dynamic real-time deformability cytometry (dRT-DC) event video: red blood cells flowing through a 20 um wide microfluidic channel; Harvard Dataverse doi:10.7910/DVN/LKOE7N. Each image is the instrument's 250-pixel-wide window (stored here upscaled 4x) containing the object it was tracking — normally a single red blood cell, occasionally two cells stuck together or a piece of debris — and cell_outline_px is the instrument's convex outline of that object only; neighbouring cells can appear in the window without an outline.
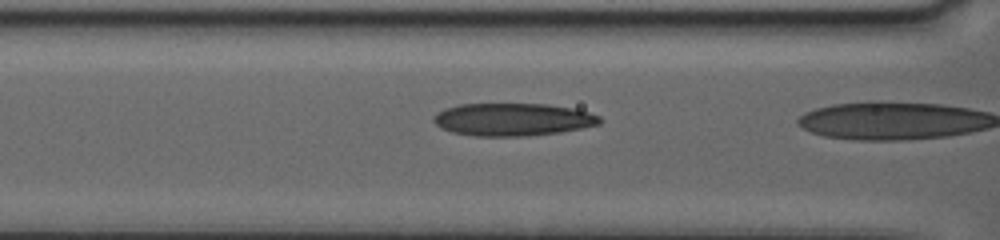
{"species": "human", "species_latin": "Homo sapiens", "temperature_condition": "warm", "stored_images_in_passage": 40, "segment_of_instrument_passage": [2, 2], "camera_frame_rate_fps": 3000, "um_per_image_px": 0.085, "donor": {"sex": "female"}, "frame": {"image": 1, "passage_image": 39, "time_ms": 10.333, "image_size_px": [1000, 240], "cell_outline_px": [[600, 124], [560, 132], [524, 136], [472, 136], [452, 132], [440, 128], [432, 120], [432, 116], [436, 112], [444, 108], [460, 104], [548, 104], [572, 108], [588, 112], [600, 116]], "centroid_in_image_um": [43.52, 10.15], "position_along_channel_um": 123.1, "area_um2": 31.73}}